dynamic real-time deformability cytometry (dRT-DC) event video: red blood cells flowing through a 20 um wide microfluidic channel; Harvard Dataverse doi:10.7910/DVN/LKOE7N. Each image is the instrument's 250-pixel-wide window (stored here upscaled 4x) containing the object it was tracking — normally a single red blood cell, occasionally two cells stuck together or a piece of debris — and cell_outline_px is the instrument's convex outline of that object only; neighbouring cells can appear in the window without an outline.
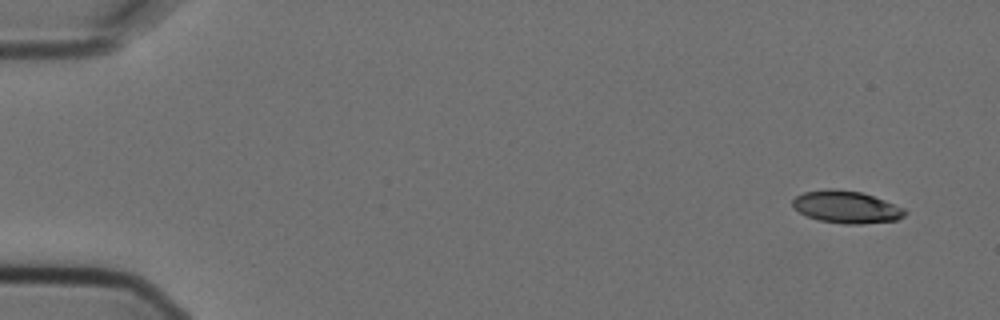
{"species": "Egyptian fruit bat (a non-hibernating species)", "species_latin": "Rousettus aegyptiacus", "temperature_condition": "cold", "stored_images_in_passage": 5, "camera_frame_rate_fps": 3000, "um_per_image_px": 0.085, "animal": {"sex": "female"}, "frame": {"image": 1, "passage_image": 1, "time_ms": 0.0, "image_size_px": [1000, 320], "cell_outline_px": [[908, 212], [904, 216], [896, 220], [860, 224], [844, 224], [820, 220], [808, 216], [792, 208], [792, 200], [796, 196], [804, 192], [828, 188], [832, 188], [860, 192], [884, 200], [904, 208]], "centroid_in_image_um": [71.93, 17.59], "position_along_channel_um": 13.1, "area_um2": 21.04}}
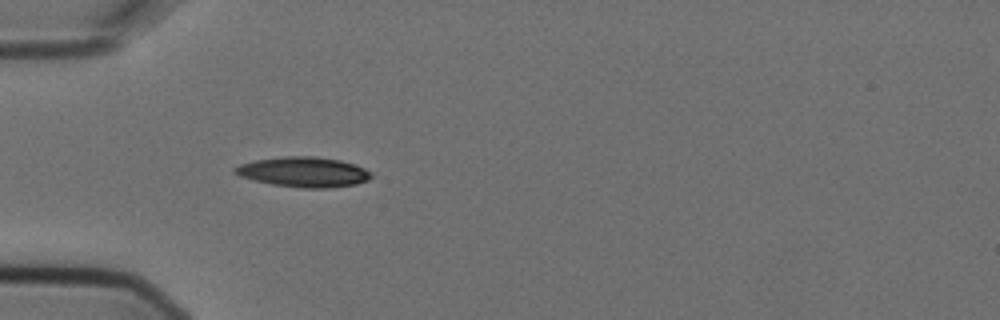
{"frame": {"image": 2, "passage_image": 5, "time_ms": 1.333, "image_size_px": [1000, 320], "cell_outline_px": [[372, 176], [368, 180], [356, 184], [328, 188], [300, 188], [272, 184], [252, 180], [240, 176], [232, 172], [232, 168], [240, 164], [256, 160], [284, 156], [312, 156], [340, 160], [356, 164], [372, 172]], "centroid_in_image_um": [25.8, 14.62], "position_along_channel_um": 59.2, "area_um2": 24.04}}